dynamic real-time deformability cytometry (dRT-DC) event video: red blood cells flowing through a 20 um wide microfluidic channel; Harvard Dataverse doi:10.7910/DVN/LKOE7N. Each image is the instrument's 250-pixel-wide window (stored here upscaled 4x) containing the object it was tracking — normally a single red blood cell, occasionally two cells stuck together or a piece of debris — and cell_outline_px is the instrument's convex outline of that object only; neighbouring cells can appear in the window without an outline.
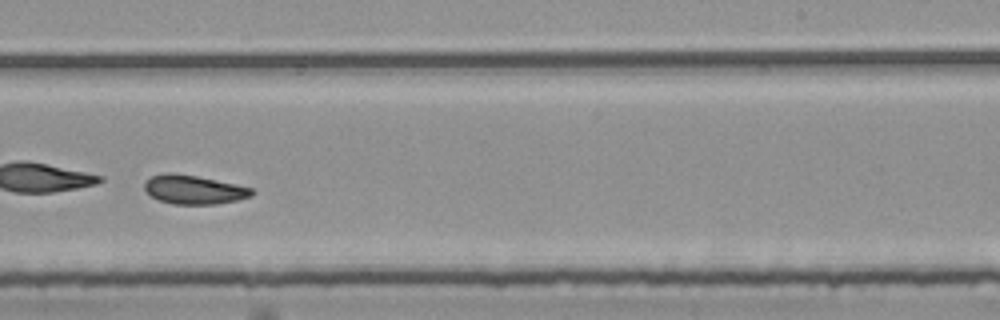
{"species": "common noctule bat (a hibernating species)", "species_latin": "Nyctalus noctula", "temperature_condition": "room temperature", "stored_images_in_passage": 47, "camera_frame_rate_fps": 3000, "um_per_image_px": 0.085, "animal": {"sex": "female", "body_mass_g": 25.1}, "frame": {"image": 1, "passage_image": 34, "time_ms": 11.0, "image_size_px": [1000, 320], "cell_outline_px": [[256, 192], [252, 196], [236, 200], [216, 204], [172, 204], [160, 200], [152, 196], [144, 188], [144, 184], [152, 176], [164, 172], [172, 172], [196, 176], [236, 184], [252, 188]], "centroid_in_image_um": [16.5, 16.11], "position_along_channel_um": 272.5, "area_um2": 17.98}}